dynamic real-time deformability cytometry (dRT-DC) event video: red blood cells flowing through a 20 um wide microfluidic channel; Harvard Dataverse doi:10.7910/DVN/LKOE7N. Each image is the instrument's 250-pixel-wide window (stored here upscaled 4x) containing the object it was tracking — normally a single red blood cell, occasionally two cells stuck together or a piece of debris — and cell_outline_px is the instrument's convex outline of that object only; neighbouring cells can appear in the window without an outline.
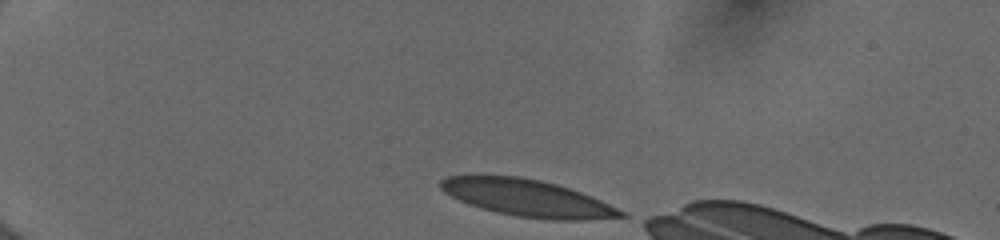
{"species": "human", "species_latin": "Homo sapiens", "temperature_condition": "cold", "stored_images_in_passage": 38, "camera_frame_rate_fps": 3000, "um_per_image_px": 0.085, "donor": {"sex": "female"}, "frame": {"image": 1, "passage_image": 1, "time_ms": 0.0, "image_size_px": [1000, 240], "cell_outline_px": [[628, 216], [584, 220], [552, 220], [516, 216], [496, 212], [468, 204], [444, 192], [440, 188], [440, 180], [448, 176], [520, 176], [540, 180], [556, 184], [592, 196], [628, 212]], "centroid_in_image_um": [44.88, 16.84], "position_along_channel_um": 40.1, "area_um2": 38.61}}
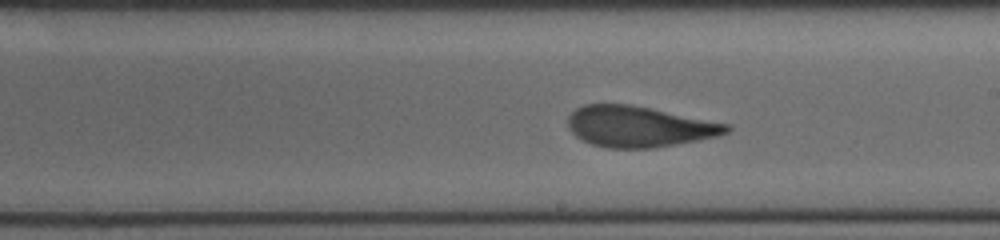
{"frame": {"image": 2, "passage_image": 21, "time_ms": 6.667, "image_size_px": [1000, 240], "cell_outline_px": [[732, 128], [728, 132], [720, 136], [700, 140], [652, 148], [608, 148], [592, 144], [576, 136], [568, 128], [568, 116], [576, 108], [584, 104], [628, 104], [732, 124]], "centroid_in_image_um": [54.35, 10.76], "position_along_channel_um": 234.7, "area_um2": 37.8}}
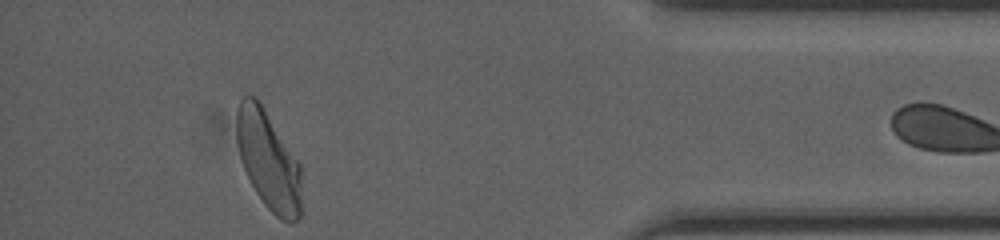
{"frame": {"image": 3, "passage_image": 37, "time_ms": 12.0, "image_size_px": [1000, 240], "cell_outline_px": [[300, 216], [292, 224], [288, 224], [280, 220], [264, 204], [256, 192], [244, 168], [240, 156], [236, 140], [236, 112], [240, 100], [244, 96], [256, 96], [300, 164]], "centroid_in_image_um": [22.8, 13.64], "position_along_channel_um": 412.4, "area_um2": 36.99}}